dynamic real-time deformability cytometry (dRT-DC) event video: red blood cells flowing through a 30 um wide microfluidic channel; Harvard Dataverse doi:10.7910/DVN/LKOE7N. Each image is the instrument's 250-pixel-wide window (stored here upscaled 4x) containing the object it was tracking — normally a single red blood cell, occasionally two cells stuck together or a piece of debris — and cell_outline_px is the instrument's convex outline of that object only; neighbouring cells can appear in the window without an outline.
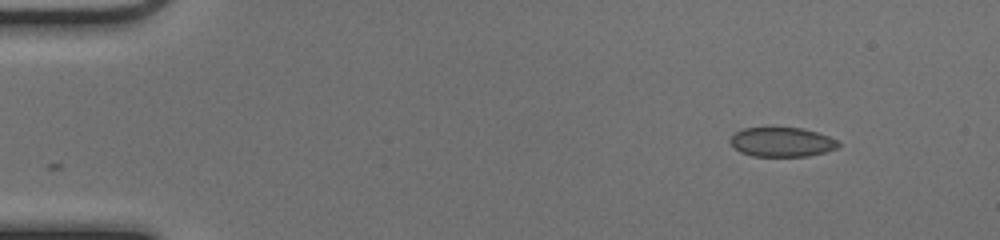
{"species": "common noctule bat (a hibernating species)", "species_latin": "Nyctalus noctula", "temperature_condition": "cold", "stored_images_in_passage": 46, "camera_frame_rate_fps": 3000, "um_per_image_px": 0.085, "animal": {"sex": "female", "body_mass_g": 17.0, "forearm_length_mm": 48.0}, "frame": {"image": 1, "passage_image": 1, "time_ms": 0.0, "image_size_px": [1000, 240], "cell_outline_px": [[840, 144], [836, 148], [824, 152], [808, 156], [752, 156], [740, 152], [728, 140], [736, 132], [744, 128], [800, 128], [816, 132], [828, 136], [836, 140]], "centroid_in_image_um": [66.44, 12.08], "position_along_channel_um": 18.6, "area_um2": 18.26}}
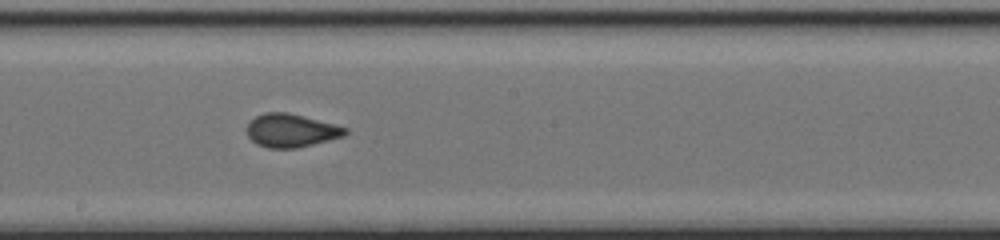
{"frame": {"image": 2, "passage_image": 24, "time_ms": 7.667, "image_size_px": [1000, 240], "cell_outline_px": [[348, 132], [344, 136], [296, 148], [268, 148], [256, 144], [248, 136], [248, 124], [256, 116], [264, 112], [288, 112], [304, 116], [348, 128]], "centroid_in_image_um": [24.74, 11.09], "position_along_channel_um": 223.5, "area_um2": 18.9}}
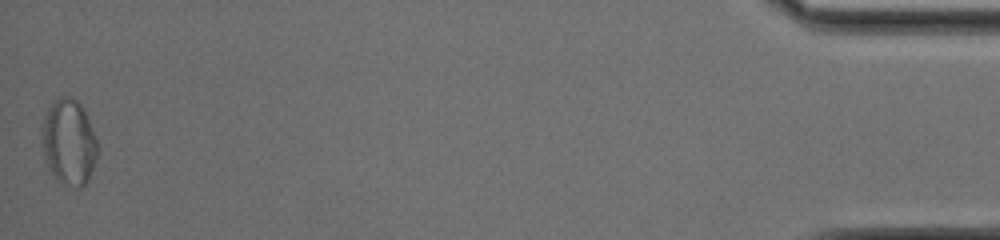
{"frame": {"image": 3, "passage_image": 46, "time_ms": 15.0, "image_size_px": [1000, 240], "cell_outline_px": [[100, 148], [88, 180], [80, 188], [76, 188], [60, 184], [56, 180], [48, 164], [44, 152], [44, 116], [48, 108], [60, 96], [68, 96], [76, 100], [84, 108], [96, 136]], "centroid_in_image_um": [5.92, 12.1], "position_along_channel_um": 429.3, "area_um2": 27.57}, "authors_computed_cell_mechanics": {"area_um2": 19.3052, "velocity_mm_per_s": 4.0739, "shape_relaxation_time_tau1_ms": 3.6293, "shape_relaxation_time_tau2_ms": 1.0146, "deformation_change_tau1": 0.1085, "deformation_change_tau2": 0.0371}}